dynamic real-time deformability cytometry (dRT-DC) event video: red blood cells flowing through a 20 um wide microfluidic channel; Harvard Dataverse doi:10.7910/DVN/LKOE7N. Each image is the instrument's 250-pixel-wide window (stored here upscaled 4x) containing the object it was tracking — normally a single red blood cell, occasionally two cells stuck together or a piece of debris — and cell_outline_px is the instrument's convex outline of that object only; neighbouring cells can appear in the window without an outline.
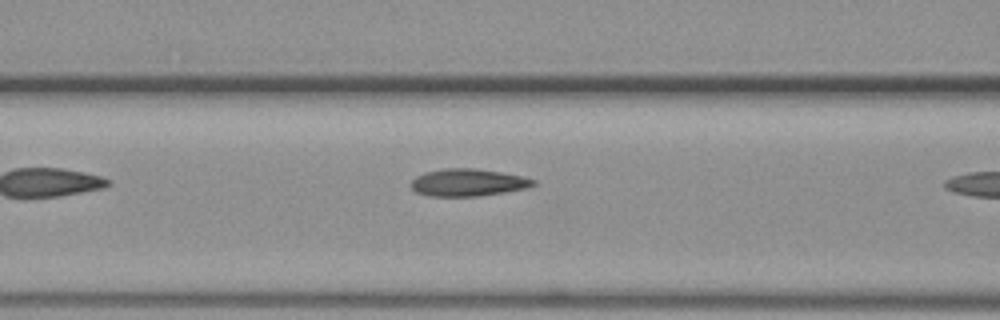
{"species": "common noctule bat (a hibernating species)", "species_latin": "Nyctalus noctula", "temperature_condition": "warm", "stored_images_in_passage": 7, "camera_frame_rate_fps": 3000, "um_per_image_px": 0.085, "animal": {"sex": "female", "body_mass_g": 19.3, "forearm_length_mm": 54.1}, "frame": {"image": 1, "passage_image": 6, "time_ms": 1.667, "image_size_px": [1000, 320], "cell_outline_px": [[536, 184], [528, 188], [480, 196], [428, 196], [416, 192], [408, 184], [416, 176], [424, 172], [444, 168], [472, 168], [500, 172], [520, 176], [536, 180]], "centroid_in_image_um": [39.74, 15.51], "position_along_channel_um": 126.9, "area_um2": 19.54}}